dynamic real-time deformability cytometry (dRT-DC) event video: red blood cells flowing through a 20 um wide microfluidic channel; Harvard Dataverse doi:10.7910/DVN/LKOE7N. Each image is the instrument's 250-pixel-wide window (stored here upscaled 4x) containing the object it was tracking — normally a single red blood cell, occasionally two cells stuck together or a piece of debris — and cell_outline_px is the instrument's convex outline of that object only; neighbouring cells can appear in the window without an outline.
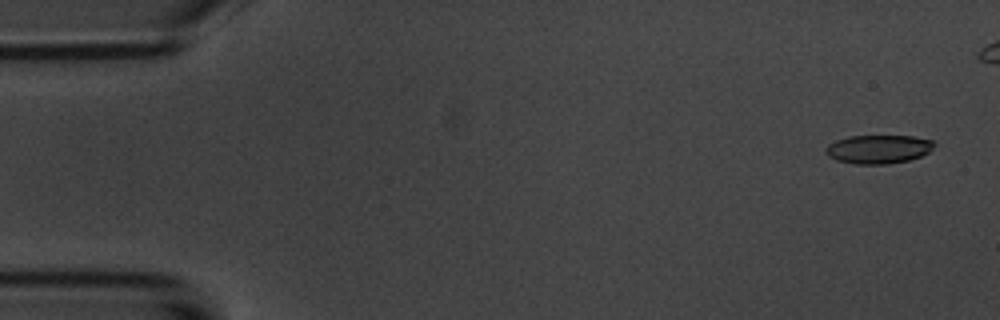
{"species": "common noctule bat (a hibernating species)", "species_latin": "Nyctalus noctula", "temperature_condition": "room temperature", "stored_images_in_passage": 5, "camera_frame_rate_fps": 3000, "um_per_image_px": 0.085, "animal": {"sex": "male", "body_mass_g": 20.1, "forearm_length_mm": 53.5}, "frame": {"image": 1, "passage_image": 1, "time_ms": 0.0, "image_size_px": [1000, 320], "cell_outline_px": [[936, 144], [928, 152], [920, 156], [908, 160], [888, 164], [856, 164], [836, 160], [828, 156], [824, 152], [824, 148], [828, 144], [836, 140], [848, 136], [912, 136], [932, 140]], "centroid_in_image_um": [74.62, 12.68], "position_along_channel_um": 10.4, "area_um2": 18.15}}